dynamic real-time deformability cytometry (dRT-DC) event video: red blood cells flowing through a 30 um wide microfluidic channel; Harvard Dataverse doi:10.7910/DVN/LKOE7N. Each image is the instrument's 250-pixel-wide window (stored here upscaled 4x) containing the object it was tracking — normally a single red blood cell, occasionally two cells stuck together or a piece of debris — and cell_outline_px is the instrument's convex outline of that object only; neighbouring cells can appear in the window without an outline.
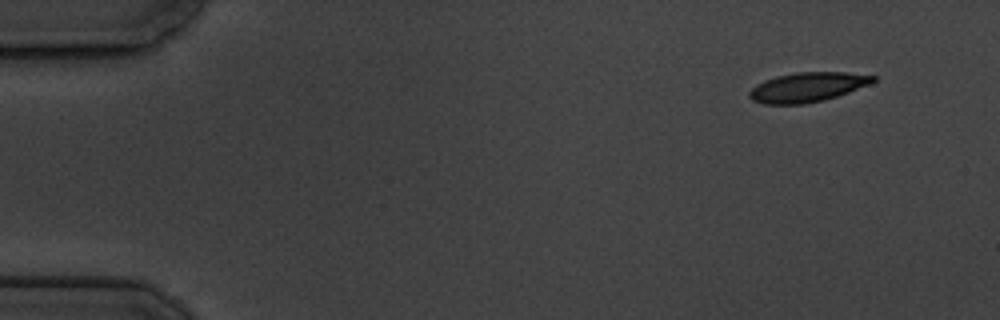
{"species": "common noctule bat (a hibernating species)", "species_latin": "Nyctalus noctula", "temperature_condition": "cold", "stored_images_in_passage": 6, "camera_frame_rate_fps": 3000, "um_per_image_px": 0.085, "animal": {"sex": "male", "body_mass_g": 19.5, "forearm_length_mm": 54.6}, "frame": {"image": 1, "passage_image": 1, "time_ms": 0.0, "image_size_px": [1000, 320], "cell_outline_px": [[876, 80], [872, 84], [824, 100], [804, 104], [764, 104], [752, 100], [748, 96], [748, 92], [756, 84], [764, 80], [776, 76], [796, 72], [844, 72], [876, 76]], "centroid_in_image_um": [68.62, 7.41], "position_along_channel_um": 16.4, "area_um2": 21.39}}
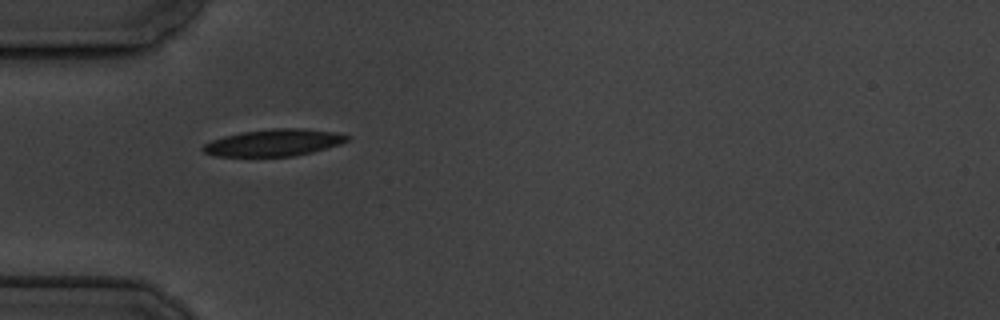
{"frame": {"image": 2, "passage_image": 4, "time_ms": 4.333, "image_size_px": [1000, 320], "cell_outline_px": [[348, 140], [340, 144], [312, 152], [296, 156], [216, 156], [204, 152], [204, 144], [212, 140], [224, 136], [240, 132], [272, 128], [304, 128], [332, 132], [348, 136]], "centroid_in_image_um": [23.27, 12.12], "position_along_channel_um": 61.7, "area_um2": 22.37}}
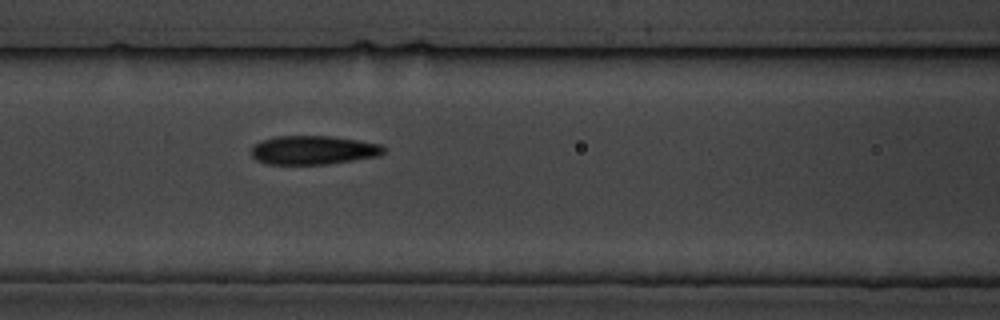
{"frame": {"image": 3, "passage_image": 6, "time_ms": 6.667, "image_size_px": [1000, 320], "cell_outline_px": [[384, 152], [380, 156], [328, 164], [268, 164], [256, 160], [252, 156], [252, 148], [260, 140], [276, 136], [332, 136], [380, 144], [384, 148]], "centroid_in_image_um": [26.63, 12.76], "position_along_channel_um": 140.0, "area_um2": 22.2}}